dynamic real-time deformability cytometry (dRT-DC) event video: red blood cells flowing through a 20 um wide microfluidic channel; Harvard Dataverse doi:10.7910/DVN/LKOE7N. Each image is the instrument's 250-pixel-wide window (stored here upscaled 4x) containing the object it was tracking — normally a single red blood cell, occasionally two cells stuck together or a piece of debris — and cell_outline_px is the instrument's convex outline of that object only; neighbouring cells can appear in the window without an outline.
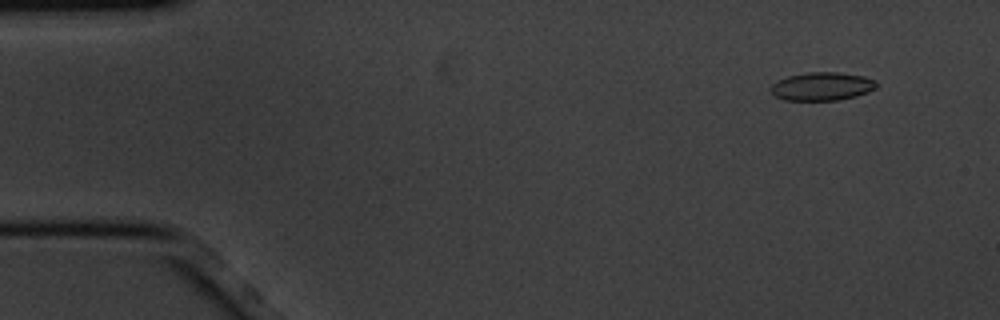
{"species": "common noctule bat (a hibernating species)", "species_latin": "Nyctalus noctula", "temperature_condition": "cold", "stored_images_in_passage": 4, "camera_frame_rate_fps": 3000, "um_per_image_px": 0.085, "animal": {"sex": "male", "body_mass_g": 20.1, "forearm_length_mm": 53.5}, "frame": {"image": 1, "passage_image": 2, "time_ms": 0.333, "image_size_px": [1000, 320], "cell_outline_px": [[880, 84], [876, 88], [868, 92], [856, 96], [836, 100], [784, 100], [776, 96], [772, 92], [772, 84], [776, 80], [788, 76], [808, 72], [836, 72], [864, 76]], "centroid_in_image_um": [69.88, 7.34], "position_along_channel_um": 15.1, "area_um2": 17.34}}